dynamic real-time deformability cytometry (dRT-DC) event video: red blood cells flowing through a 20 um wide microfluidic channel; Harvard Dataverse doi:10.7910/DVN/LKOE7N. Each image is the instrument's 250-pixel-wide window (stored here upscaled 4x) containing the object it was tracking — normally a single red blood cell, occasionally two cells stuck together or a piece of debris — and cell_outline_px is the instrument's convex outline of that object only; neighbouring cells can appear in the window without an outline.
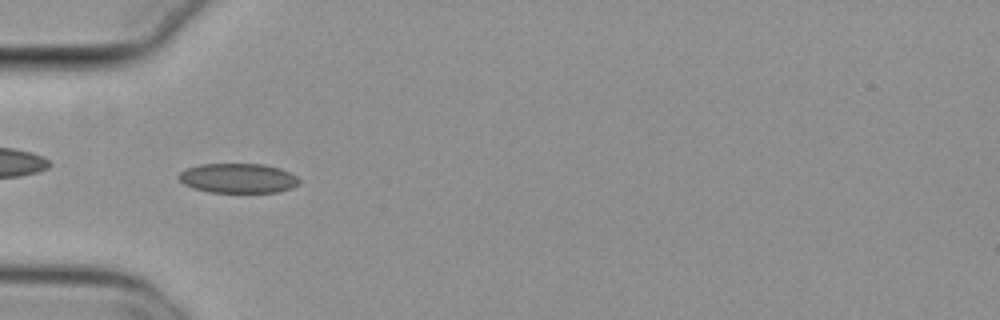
{"species": "common noctule bat (a hibernating species)", "species_latin": "Nyctalus noctula", "temperature_condition": "cold", "stored_images_in_passage": 39, "camera_frame_rate_fps": 3000, "um_per_image_px": 0.085, "animal": {"sex": "female", "body_mass_g": 29.2, "forearm_length_mm": 56.3}, "frame": {"image": 1, "passage_image": 2, "time_ms": 0.333, "image_size_px": [1000, 320], "cell_outline_px": [[300, 184], [292, 188], [280, 192], [208, 192], [192, 188], [184, 184], [176, 176], [184, 168], [200, 164], [264, 164], [280, 168], [296, 176], [300, 180]], "centroid_in_image_um": [20.22, 15.15], "position_along_channel_um": 64.8, "area_um2": 21.04}}
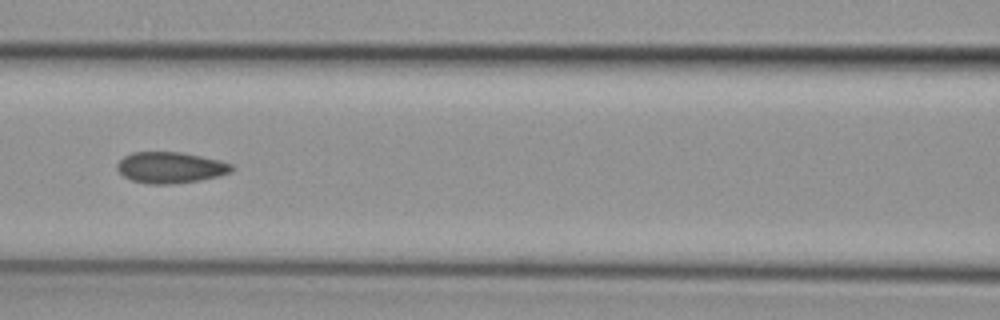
{"frame": {"image": 2, "passage_image": 9, "time_ms": 2.667, "image_size_px": [1000, 320], "cell_outline_px": [[236, 168], [232, 172], [220, 176], [200, 180], [172, 184], [148, 184], [132, 180], [124, 176], [116, 168], [116, 164], [124, 156], [132, 152], [180, 152], [220, 160], [232, 164]], "centroid_in_image_um": [14.52, 14.24], "position_along_channel_um": 152.1, "area_um2": 20.92}}
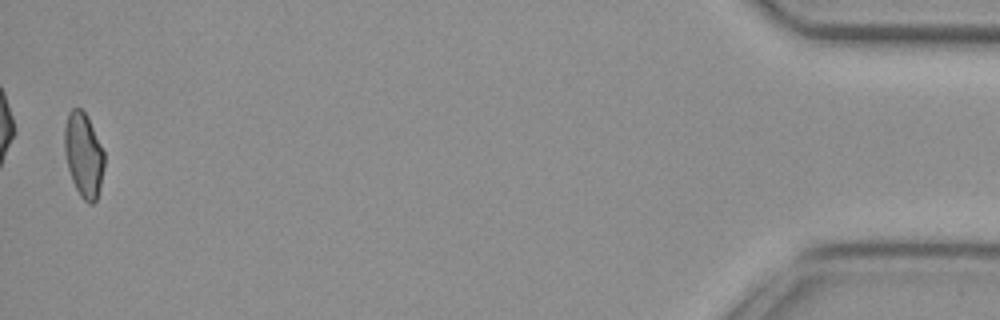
{"frame": {"image": 3, "passage_image": 38, "time_ms": 12.333, "image_size_px": [1000, 320], "cell_outline_px": [[104, 168], [100, 188], [96, 200], [92, 204], [88, 204], [80, 196], [72, 180], [68, 168], [64, 152], [64, 128], [68, 112], [72, 108], [80, 108], [84, 112], [104, 152]], "centroid_in_image_um": [7.09, 13.2], "position_along_channel_um": 428.1, "area_um2": 19.42}, "authors_computed_cell_mechanics": {"area_um2": 20.23, "velocity_mm_per_s": 3.8089, "shape_relaxation_time_tau1_ms": null, "shape_relaxation_time_tau2_ms": 2.1356, "deformation_change_tau1": null, "deformation_change_tau2": 0.0816}}